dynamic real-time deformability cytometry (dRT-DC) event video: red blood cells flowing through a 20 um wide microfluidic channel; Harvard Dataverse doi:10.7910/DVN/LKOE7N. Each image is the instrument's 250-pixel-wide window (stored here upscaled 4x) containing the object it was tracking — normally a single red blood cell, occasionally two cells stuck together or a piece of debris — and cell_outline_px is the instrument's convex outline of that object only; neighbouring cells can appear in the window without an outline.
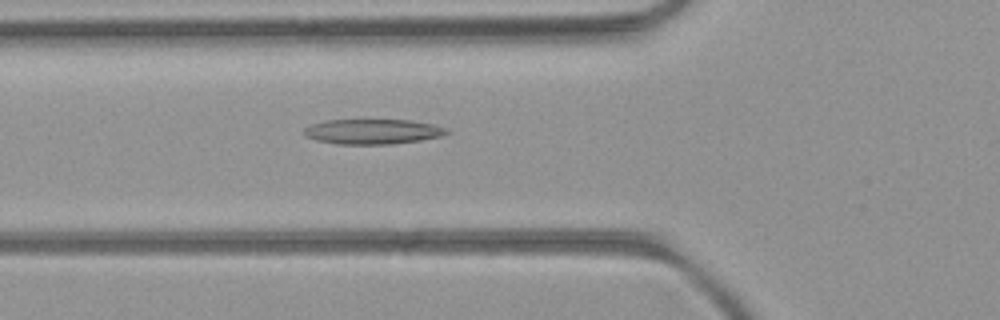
{"species": "common noctule bat (a hibernating species)", "species_latin": "Nyctalus noctula", "temperature_condition": "room temperature", "stored_images_in_passage": 38, "camera_frame_rate_fps": 3000, "um_per_image_px": 0.085, "animal": {"sex": "female", "body_mass_g": 21.9}, "frame": {"image": 1, "passage_image": 7, "time_ms": 2.0, "image_size_px": [1000, 320], "cell_outline_px": [[452, 132], [440, 136], [420, 140], [392, 144], [336, 144], [316, 140], [304, 136], [304, 128], [312, 124], [324, 120], [408, 120], [432, 124], [448, 128]], "centroid_in_image_um": [31.67, 11.18], "position_along_channel_um": 94.1, "area_um2": 20.87}}
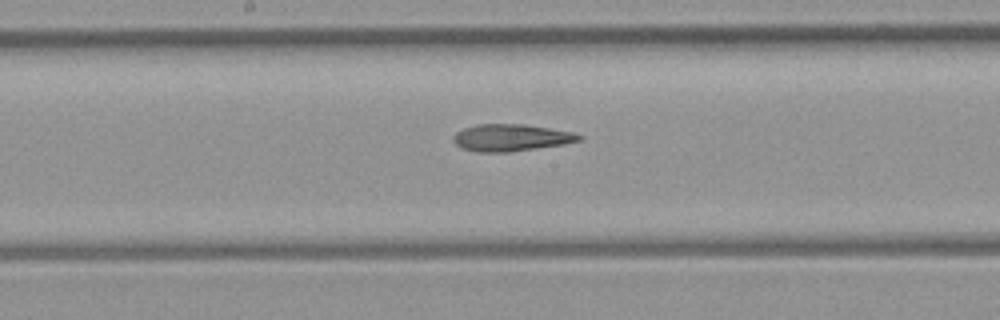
{"frame": {"image": 2, "passage_image": 15, "time_ms": 4.667, "image_size_px": [1000, 320], "cell_outline_px": [[584, 136], [580, 140], [564, 144], [508, 152], [476, 152], [460, 148], [452, 140], [452, 136], [456, 132], [464, 128], [476, 124], [524, 124], [572, 132]], "centroid_in_image_um": [43.39, 11.7], "position_along_channel_um": 204.8, "area_um2": 19.77}}
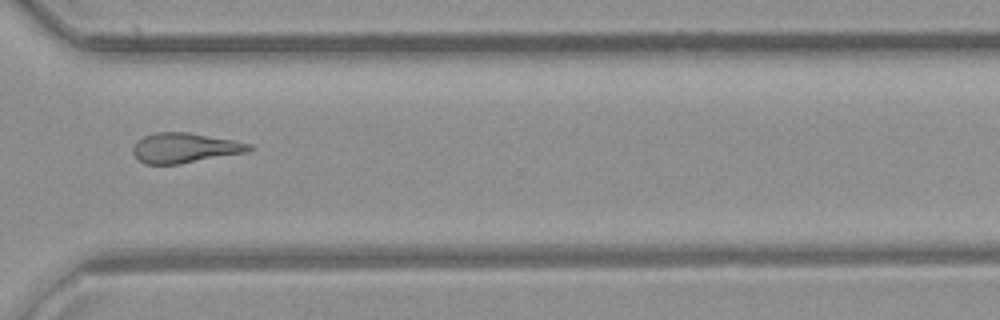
{"frame": {"image": 3, "passage_image": 26, "time_ms": 8.333, "image_size_px": [1000, 320], "cell_outline_px": [[256, 148], [248, 152], [180, 164], [144, 164], [132, 152], [132, 148], [136, 140], [144, 136], [156, 132], [188, 132], [232, 140], [252, 144]], "centroid_in_image_um": [15.72, 12.57], "position_along_channel_um": 354.9, "area_um2": 20.4}}